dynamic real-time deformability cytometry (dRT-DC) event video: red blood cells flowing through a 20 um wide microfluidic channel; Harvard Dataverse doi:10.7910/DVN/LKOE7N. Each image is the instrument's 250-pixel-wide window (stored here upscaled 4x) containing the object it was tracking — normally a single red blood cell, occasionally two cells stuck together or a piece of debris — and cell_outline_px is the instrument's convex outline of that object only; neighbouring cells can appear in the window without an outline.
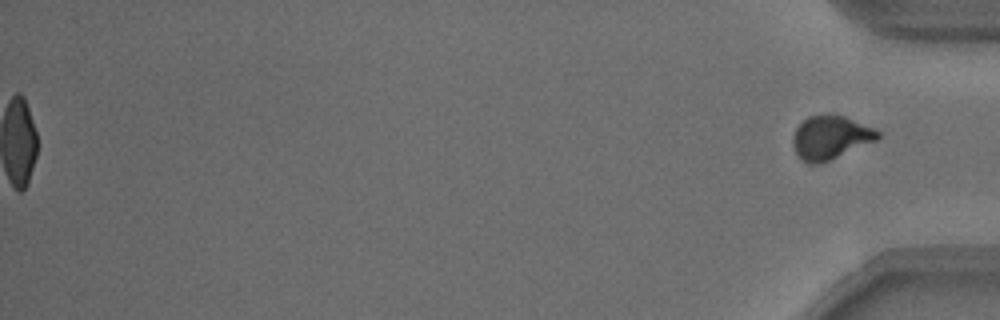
{"species": "common noctule bat (a hibernating species)", "species_latin": "Nyctalus noctula", "temperature_condition": "warm", "stored_images_in_passage": 53, "segment_of_instrument_passage": [2, 2], "camera_frame_rate_fps": 3000, "um_per_image_px": 0.085, "animal": {"sex": "male", "body_mass_g": 18.8}, "frame": {"image": 1, "passage_image": 53, "time_ms": 17.333, "image_size_px": [1000, 320], "cell_outline_px": [[880, 136], [876, 140], [820, 164], [808, 164], [800, 160], [792, 144], [792, 136], [796, 128], [808, 116], [824, 112], [828, 112], [844, 116], [876, 128], [880, 132]], "centroid_in_image_um": [70.56, 11.66], "position_along_channel_um": 364.6, "area_um2": 21.91}}